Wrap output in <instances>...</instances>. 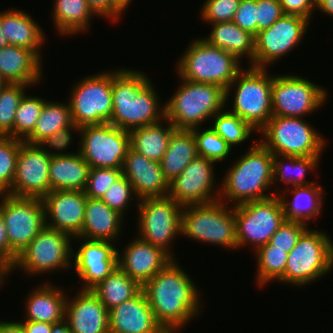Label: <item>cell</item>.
<instances>
[{
  "mask_svg": "<svg viewBox=\"0 0 333 333\" xmlns=\"http://www.w3.org/2000/svg\"><path fill=\"white\" fill-rule=\"evenodd\" d=\"M183 269L175 258L142 286L157 321L168 333H180L202 312L199 286Z\"/></svg>",
  "mask_w": 333,
  "mask_h": 333,
  "instance_id": "cell-1",
  "label": "cell"
},
{
  "mask_svg": "<svg viewBox=\"0 0 333 333\" xmlns=\"http://www.w3.org/2000/svg\"><path fill=\"white\" fill-rule=\"evenodd\" d=\"M111 70L113 110L110 124L130 131L165 118V102H160L149 75L129 67Z\"/></svg>",
  "mask_w": 333,
  "mask_h": 333,
  "instance_id": "cell-2",
  "label": "cell"
},
{
  "mask_svg": "<svg viewBox=\"0 0 333 333\" xmlns=\"http://www.w3.org/2000/svg\"><path fill=\"white\" fill-rule=\"evenodd\" d=\"M255 141L232 162L219 182V200L232 203V207L275 195V190L270 193L274 155L258 139Z\"/></svg>",
  "mask_w": 333,
  "mask_h": 333,
  "instance_id": "cell-3",
  "label": "cell"
},
{
  "mask_svg": "<svg viewBox=\"0 0 333 333\" xmlns=\"http://www.w3.org/2000/svg\"><path fill=\"white\" fill-rule=\"evenodd\" d=\"M180 82L165 103V118L176 129L201 127L226 108V89L223 87L182 78Z\"/></svg>",
  "mask_w": 333,
  "mask_h": 333,
  "instance_id": "cell-4",
  "label": "cell"
},
{
  "mask_svg": "<svg viewBox=\"0 0 333 333\" xmlns=\"http://www.w3.org/2000/svg\"><path fill=\"white\" fill-rule=\"evenodd\" d=\"M248 66L226 88V103L233 95L232 106L230 108L226 104V109L242 118L258 133L273 116L272 74L268 73V68Z\"/></svg>",
  "mask_w": 333,
  "mask_h": 333,
  "instance_id": "cell-5",
  "label": "cell"
},
{
  "mask_svg": "<svg viewBox=\"0 0 333 333\" xmlns=\"http://www.w3.org/2000/svg\"><path fill=\"white\" fill-rule=\"evenodd\" d=\"M177 61V76L187 81L215 84L226 89L243 69L235 55L193 39Z\"/></svg>",
  "mask_w": 333,
  "mask_h": 333,
  "instance_id": "cell-6",
  "label": "cell"
},
{
  "mask_svg": "<svg viewBox=\"0 0 333 333\" xmlns=\"http://www.w3.org/2000/svg\"><path fill=\"white\" fill-rule=\"evenodd\" d=\"M328 234L308 228L288 254L284 276L278 283L301 288L327 276L333 268V242Z\"/></svg>",
  "mask_w": 333,
  "mask_h": 333,
  "instance_id": "cell-7",
  "label": "cell"
},
{
  "mask_svg": "<svg viewBox=\"0 0 333 333\" xmlns=\"http://www.w3.org/2000/svg\"><path fill=\"white\" fill-rule=\"evenodd\" d=\"M236 250L234 207L216 200L186 205L181 214V237Z\"/></svg>",
  "mask_w": 333,
  "mask_h": 333,
  "instance_id": "cell-8",
  "label": "cell"
},
{
  "mask_svg": "<svg viewBox=\"0 0 333 333\" xmlns=\"http://www.w3.org/2000/svg\"><path fill=\"white\" fill-rule=\"evenodd\" d=\"M305 119L273 115L259 131V141L273 155L322 156L327 139Z\"/></svg>",
  "mask_w": 333,
  "mask_h": 333,
  "instance_id": "cell-9",
  "label": "cell"
},
{
  "mask_svg": "<svg viewBox=\"0 0 333 333\" xmlns=\"http://www.w3.org/2000/svg\"><path fill=\"white\" fill-rule=\"evenodd\" d=\"M72 237L64 232L45 226L17 257L8 271H23L28 277L63 269H72Z\"/></svg>",
  "mask_w": 333,
  "mask_h": 333,
  "instance_id": "cell-10",
  "label": "cell"
},
{
  "mask_svg": "<svg viewBox=\"0 0 333 333\" xmlns=\"http://www.w3.org/2000/svg\"><path fill=\"white\" fill-rule=\"evenodd\" d=\"M237 249L250 245L255 251L268 244L271 236L284 223L282 201L275 194L269 198L234 206Z\"/></svg>",
  "mask_w": 333,
  "mask_h": 333,
  "instance_id": "cell-11",
  "label": "cell"
},
{
  "mask_svg": "<svg viewBox=\"0 0 333 333\" xmlns=\"http://www.w3.org/2000/svg\"><path fill=\"white\" fill-rule=\"evenodd\" d=\"M183 206L168 196L146 198L138 203L137 233L142 240L167 252L173 259V244L181 238V214ZM139 209V210H138Z\"/></svg>",
  "mask_w": 333,
  "mask_h": 333,
  "instance_id": "cell-12",
  "label": "cell"
},
{
  "mask_svg": "<svg viewBox=\"0 0 333 333\" xmlns=\"http://www.w3.org/2000/svg\"><path fill=\"white\" fill-rule=\"evenodd\" d=\"M75 84L68 98L73 123L79 127L109 123L113 110L112 71H99Z\"/></svg>",
  "mask_w": 333,
  "mask_h": 333,
  "instance_id": "cell-13",
  "label": "cell"
},
{
  "mask_svg": "<svg viewBox=\"0 0 333 333\" xmlns=\"http://www.w3.org/2000/svg\"><path fill=\"white\" fill-rule=\"evenodd\" d=\"M327 88L297 75H272V111L281 117L305 118L318 111L328 99Z\"/></svg>",
  "mask_w": 333,
  "mask_h": 333,
  "instance_id": "cell-14",
  "label": "cell"
},
{
  "mask_svg": "<svg viewBox=\"0 0 333 333\" xmlns=\"http://www.w3.org/2000/svg\"><path fill=\"white\" fill-rule=\"evenodd\" d=\"M0 213L10 248L17 256L46 226L45 206L41 198L0 193Z\"/></svg>",
  "mask_w": 333,
  "mask_h": 333,
  "instance_id": "cell-15",
  "label": "cell"
},
{
  "mask_svg": "<svg viewBox=\"0 0 333 333\" xmlns=\"http://www.w3.org/2000/svg\"><path fill=\"white\" fill-rule=\"evenodd\" d=\"M79 152L91 168H122L130 133L110 123L80 127Z\"/></svg>",
  "mask_w": 333,
  "mask_h": 333,
  "instance_id": "cell-16",
  "label": "cell"
},
{
  "mask_svg": "<svg viewBox=\"0 0 333 333\" xmlns=\"http://www.w3.org/2000/svg\"><path fill=\"white\" fill-rule=\"evenodd\" d=\"M309 24L310 21L303 17L284 14L269 28L261 30L255 37L254 67H273L270 65L300 46Z\"/></svg>",
  "mask_w": 333,
  "mask_h": 333,
  "instance_id": "cell-17",
  "label": "cell"
},
{
  "mask_svg": "<svg viewBox=\"0 0 333 333\" xmlns=\"http://www.w3.org/2000/svg\"><path fill=\"white\" fill-rule=\"evenodd\" d=\"M215 165L213 161L197 156L169 183V196L182 206L219 200L220 184L216 181Z\"/></svg>",
  "mask_w": 333,
  "mask_h": 333,
  "instance_id": "cell-18",
  "label": "cell"
},
{
  "mask_svg": "<svg viewBox=\"0 0 333 333\" xmlns=\"http://www.w3.org/2000/svg\"><path fill=\"white\" fill-rule=\"evenodd\" d=\"M50 161L51 156L42 146L23 142L20 145L14 181L6 193L43 199L50 191Z\"/></svg>",
  "mask_w": 333,
  "mask_h": 333,
  "instance_id": "cell-19",
  "label": "cell"
},
{
  "mask_svg": "<svg viewBox=\"0 0 333 333\" xmlns=\"http://www.w3.org/2000/svg\"><path fill=\"white\" fill-rule=\"evenodd\" d=\"M82 241L77 251L73 249L72 270L82 283L81 290H91L104 280L117 265V248L114 242L74 237Z\"/></svg>",
  "mask_w": 333,
  "mask_h": 333,
  "instance_id": "cell-20",
  "label": "cell"
},
{
  "mask_svg": "<svg viewBox=\"0 0 333 333\" xmlns=\"http://www.w3.org/2000/svg\"><path fill=\"white\" fill-rule=\"evenodd\" d=\"M84 191H49L43 198L46 226L79 237L85 218Z\"/></svg>",
  "mask_w": 333,
  "mask_h": 333,
  "instance_id": "cell-21",
  "label": "cell"
},
{
  "mask_svg": "<svg viewBox=\"0 0 333 333\" xmlns=\"http://www.w3.org/2000/svg\"><path fill=\"white\" fill-rule=\"evenodd\" d=\"M124 247L120 251L117 248V265L141 286L173 260L163 249L137 235Z\"/></svg>",
  "mask_w": 333,
  "mask_h": 333,
  "instance_id": "cell-22",
  "label": "cell"
},
{
  "mask_svg": "<svg viewBox=\"0 0 333 333\" xmlns=\"http://www.w3.org/2000/svg\"><path fill=\"white\" fill-rule=\"evenodd\" d=\"M67 295L65 320L72 333H110L109 315L105 305L92 290H76Z\"/></svg>",
  "mask_w": 333,
  "mask_h": 333,
  "instance_id": "cell-23",
  "label": "cell"
},
{
  "mask_svg": "<svg viewBox=\"0 0 333 333\" xmlns=\"http://www.w3.org/2000/svg\"><path fill=\"white\" fill-rule=\"evenodd\" d=\"M122 174L132 184L139 201L169 195V182L163 175L160 162L147 159L131 147L124 158Z\"/></svg>",
  "mask_w": 333,
  "mask_h": 333,
  "instance_id": "cell-24",
  "label": "cell"
},
{
  "mask_svg": "<svg viewBox=\"0 0 333 333\" xmlns=\"http://www.w3.org/2000/svg\"><path fill=\"white\" fill-rule=\"evenodd\" d=\"M110 333H168L157 321L141 290L108 311Z\"/></svg>",
  "mask_w": 333,
  "mask_h": 333,
  "instance_id": "cell-25",
  "label": "cell"
},
{
  "mask_svg": "<svg viewBox=\"0 0 333 333\" xmlns=\"http://www.w3.org/2000/svg\"><path fill=\"white\" fill-rule=\"evenodd\" d=\"M23 10L9 9L1 12V27L9 45L31 50L42 62L45 36L42 27Z\"/></svg>",
  "mask_w": 333,
  "mask_h": 333,
  "instance_id": "cell-26",
  "label": "cell"
},
{
  "mask_svg": "<svg viewBox=\"0 0 333 333\" xmlns=\"http://www.w3.org/2000/svg\"><path fill=\"white\" fill-rule=\"evenodd\" d=\"M39 285L27 294L24 304L25 320L50 324L63 321L68 292L48 281L43 284L40 282Z\"/></svg>",
  "mask_w": 333,
  "mask_h": 333,
  "instance_id": "cell-27",
  "label": "cell"
},
{
  "mask_svg": "<svg viewBox=\"0 0 333 333\" xmlns=\"http://www.w3.org/2000/svg\"><path fill=\"white\" fill-rule=\"evenodd\" d=\"M42 64L31 50L15 45L0 48V76L8 83L36 86L44 75Z\"/></svg>",
  "mask_w": 333,
  "mask_h": 333,
  "instance_id": "cell-28",
  "label": "cell"
},
{
  "mask_svg": "<svg viewBox=\"0 0 333 333\" xmlns=\"http://www.w3.org/2000/svg\"><path fill=\"white\" fill-rule=\"evenodd\" d=\"M123 219L125 220L122 215L109 208L101 199L87 198L79 238L115 243L122 235V226H125Z\"/></svg>",
  "mask_w": 333,
  "mask_h": 333,
  "instance_id": "cell-29",
  "label": "cell"
},
{
  "mask_svg": "<svg viewBox=\"0 0 333 333\" xmlns=\"http://www.w3.org/2000/svg\"><path fill=\"white\" fill-rule=\"evenodd\" d=\"M313 183L307 186H291L278 193L284 208L286 220L299 221L309 225V221L321 216L326 191L321 185ZM289 193L292 197L289 198Z\"/></svg>",
  "mask_w": 333,
  "mask_h": 333,
  "instance_id": "cell-30",
  "label": "cell"
},
{
  "mask_svg": "<svg viewBox=\"0 0 333 333\" xmlns=\"http://www.w3.org/2000/svg\"><path fill=\"white\" fill-rule=\"evenodd\" d=\"M72 155L51 157L49 164L50 191H84L90 173V165L79 152Z\"/></svg>",
  "mask_w": 333,
  "mask_h": 333,
  "instance_id": "cell-31",
  "label": "cell"
},
{
  "mask_svg": "<svg viewBox=\"0 0 333 333\" xmlns=\"http://www.w3.org/2000/svg\"><path fill=\"white\" fill-rule=\"evenodd\" d=\"M210 34L205 39L210 45L219 47L240 61L247 58L254 67L255 37L232 22L214 23ZM244 57V58H243Z\"/></svg>",
  "mask_w": 333,
  "mask_h": 333,
  "instance_id": "cell-32",
  "label": "cell"
},
{
  "mask_svg": "<svg viewBox=\"0 0 333 333\" xmlns=\"http://www.w3.org/2000/svg\"><path fill=\"white\" fill-rule=\"evenodd\" d=\"M322 156H273L272 183L275 194L281 192V187L277 183H284L286 186L283 189L293 186H307L316 181H308L305 178L307 173L317 171L319 161ZM311 171V172H310ZM276 184V186H275Z\"/></svg>",
  "mask_w": 333,
  "mask_h": 333,
  "instance_id": "cell-33",
  "label": "cell"
},
{
  "mask_svg": "<svg viewBox=\"0 0 333 333\" xmlns=\"http://www.w3.org/2000/svg\"><path fill=\"white\" fill-rule=\"evenodd\" d=\"M51 13L54 31L67 37L89 32L91 20L96 16L86 0H54Z\"/></svg>",
  "mask_w": 333,
  "mask_h": 333,
  "instance_id": "cell-34",
  "label": "cell"
},
{
  "mask_svg": "<svg viewBox=\"0 0 333 333\" xmlns=\"http://www.w3.org/2000/svg\"><path fill=\"white\" fill-rule=\"evenodd\" d=\"M198 156L196 140L191 130L175 129L160 161L165 179L170 183Z\"/></svg>",
  "mask_w": 333,
  "mask_h": 333,
  "instance_id": "cell-35",
  "label": "cell"
},
{
  "mask_svg": "<svg viewBox=\"0 0 333 333\" xmlns=\"http://www.w3.org/2000/svg\"><path fill=\"white\" fill-rule=\"evenodd\" d=\"M175 129L166 118L152 125L134 128L129 131L130 147L147 159L160 162L168 148L169 136Z\"/></svg>",
  "mask_w": 333,
  "mask_h": 333,
  "instance_id": "cell-36",
  "label": "cell"
},
{
  "mask_svg": "<svg viewBox=\"0 0 333 333\" xmlns=\"http://www.w3.org/2000/svg\"><path fill=\"white\" fill-rule=\"evenodd\" d=\"M91 290L109 311L116 305L135 297L142 290V286L117 266Z\"/></svg>",
  "mask_w": 333,
  "mask_h": 333,
  "instance_id": "cell-37",
  "label": "cell"
},
{
  "mask_svg": "<svg viewBox=\"0 0 333 333\" xmlns=\"http://www.w3.org/2000/svg\"><path fill=\"white\" fill-rule=\"evenodd\" d=\"M53 101V102H52ZM46 101L33 132L24 140L29 144H40L58 130L72 126L73 120L68 100L63 102ZM68 102V103H67Z\"/></svg>",
  "mask_w": 333,
  "mask_h": 333,
  "instance_id": "cell-38",
  "label": "cell"
},
{
  "mask_svg": "<svg viewBox=\"0 0 333 333\" xmlns=\"http://www.w3.org/2000/svg\"><path fill=\"white\" fill-rule=\"evenodd\" d=\"M256 258V283L259 288L270 282H278L285 273L288 253L285 250L273 249L269 243L260 246L253 253Z\"/></svg>",
  "mask_w": 333,
  "mask_h": 333,
  "instance_id": "cell-39",
  "label": "cell"
},
{
  "mask_svg": "<svg viewBox=\"0 0 333 333\" xmlns=\"http://www.w3.org/2000/svg\"><path fill=\"white\" fill-rule=\"evenodd\" d=\"M211 120V127L232 149L241 143L244 144L253 132L257 133L247 122L226 108L216 113Z\"/></svg>",
  "mask_w": 333,
  "mask_h": 333,
  "instance_id": "cell-40",
  "label": "cell"
},
{
  "mask_svg": "<svg viewBox=\"0 0 333 333\" xmlns=\"http://www.w3.org/2000/svg\"><path fill=\"white\" fill-rule=\"evenodd\" d=\"M46 101L43 97L25 94L15 113L13 131L8 136L24 141L33 132Z\"/></svg>",
  "mask_w": 333,
  "mask_h": 333,
  "instance_id": "cell-41",
  "label": "cell"
},
{
  "mask_svg": "<svg viewBox=\"0 0 333 333\" xmlns=\"http://www.w3.org/2000/svg\"><path fill=\"white\" fill-rule=\"evenodd\" d=\"M205 127L206 129L202 127L191 129L196 140L198 156L207 158L216 164L224 162L234 149L211 126Z\"/></svg>",
  "mask_w": 333,
  "mask_h": 333,
  "instance_id": "cell-42",
  "label": "cell"
},
{
  "mask_svg": "<svg viewBox=\"0 0 333 333\" xmlns=\"http://www.w3.org/2000/svg\"><path fill=\"white\" fill-rule=\"evenodd\" d=\"M29 87L32 86L21 83H8L0 91V136H8L13 131L15 113L19 102Z\"/></svg>",
  "mask_w": 333,
  "mask_h": 333,
  "instance_id": "cell-43",
  "label": "cell"
},
{
  "mask_svg": "<svg viewBox=\"0 0 333 333\" xmlns=\"http://www.w3.org/2000/svg\"><path fill=\"white\" fill-rule=\"evenodd\" d=\"M23 140L0 136V193H6L13 184L17 158Z\"/></svg>",
  "mask_w": 333,
  "mask_h": 333,
  "instance_id": "cell-44",
  "label": "cell"
},
{
  "mask_svg": "<svg viewBox=\"0 0 333 333\" xmlns=\"http://www.w3.org/2000/svg\"><path fill=\"white\" fill-rule=\"evenodd\" d=\"M135 196V197H134ZM101 200L111 209L117 211L124 218L125 212L130 207L131 201H136L138 205V197L135 195L132 184L122 175L117 179L106 191Z\"/></svg>",
  "mask_w": 333,
  "mask_h": 333,
  "instance_id": "cell-45",
  "label": "cell"
},
{
  "mask_svg": "<svg viewBox=\"0 0 333 333\" xmlns=\"http://www.w3.org/2000/svg\"><path fill=\"white\" fill-rule=\"evenodd\" d=\"M122 168H91L84 193L87 198L101 199L107 189L122 176Z\"/></svg>",
  "mask_w": 333,
  "mask_h": 333,
  "instance_id": "cell-46",
  "label": "cell"
},
{
  "mask_svg": "<svg viewBox=\"0 0 333 333\" xmlns=\"http://www.w3.org/2000/svg\"><path fill=\"white\" fill-rule=\"evenodd\" d=\"M241 0H204L200 20L204 23L232 22Z\"/></svg>",
  "mask_w": 333,
  "mask_h": 333,
  "instance_id": "cell-47",
  "label": "cell"
},
{
  "mask_svg": "<svg viewBox=\"0 0 333 333\" xmlns=\"http://www.w3.org/2000/svg\"><path fill=\"white\" fill-rule=\"evenodd\" d=\"M308 228V225L305 223L285 220L279 229L271 236L269 244L273 246V249L285 250V252L289 254Z\"/></svg>",
  "mask_w": 333,
  "mask_h": 333,
  "instance_id": "cell-48",
  "label": "cell"
},
{
  "mask_svg": "<svg viewBox=\"0 0 333 333\" xmlns=\"http://www.w3.org/2000/svg\"><path fill=\"white\" fill-rule=\"evenodd\" d=\"M76 132L79 136L80 127L73 124L68 128H64L58 130L53 135L48 136L45 140H43L39 145L43 147V149L51 156H65V155H72L76 153L75 151L67 152L66 149L71 146L73 143V134ZM48 146V148H47ZM51 148V149H50ZM52 150V151H51ZM54 150V151H53ZM56 150V151H55ZM66 151V152H63Z\"/></svg>",
  "mask_w": 333,
  "mask_h": 333,
  "instance_id": "cell-49",
  "label": "cell"
},
{
  "mask_svg": "<svg viewBox=\"0 0 333 333\" xmlns=\"http://www.w3.org/2000/svg\"><path fill=\"white\" fill-rule=\"evenodd\" d=\"M257 7V34L269 28L283 15V9L279 0H256Z\"/></svg>",
  "mask_w": 333,
  "mask_h": 333,
  "instance_id": "cell-50",
  "label": "cell"
},
{
  "mask_svg": "<svg viewBox=\"0 0 333 333\" xmlns=\"http://www.w3.org/2000/svg\"><path fill=\"white\" fill-rule=\"evenodd\" d=\"M257 7L256 0H241L233 22L249 32L254 37L257 36Z\"/></svg>",
  "mask_w": 333,
  "mask_h": 333,
  "instance_id": "cell-51",
  "label": "cell"
},
{
  "mask_svg": "<svg viewBox=\"0 0 333 333\" xmlns=\"http://www.w3.org/2000/svg\"><path fill=\"white\" fill-rule=\"evenodd\" d=\"M90 9L96 17L108 18L111 23H118L124 14L123 10L114 2V0H86Z\"/></svg>",
  "mask_w": 333,
  "mask_h": 333,
  "instance_id": "cell-52",
  "label": "cell"
},
{
  "mask_svg": "<svg viewBox=\"0 0 333 333\" xmlns=\"http://www.w3.org/2000/svg\"><path fill=\"white\" fill-rule=\"evenodd\" d=\"M316 0H279L284 14L297 15L311 22Z\"/></svg>",
  "mask_w": 333,
  "mask_h": 333,
  "instance_id": "cell-53",
  "label": "cell"
},
{
  "mask_svg": "<svg viewBox=\"0 0 333 333\" xmlns=\"http://www.w3.org/2000/svg\"><path fill=\"white\" fill-rule=\"evenodd\" d=\"M17 257L18 256L10 248L7 229L2 214L0 213V265L9 271L15 264Z\"/></svg>",
  "mask_w": 333,
  "mask_h": 333,
  "instance_id": "cell-54",
  "label": "cell"
},
{
  "mask_svg": "<svg viewBox=\"0 0 333 333\" xmlns=\"http://www.w3.org/2000/svg\"><path fill=\"white\" fill-rule=\"evenodd\" d=\"M19 321L25 333H51L52 332V325L46 322H38V321H28V320H17Z\"/></svg>",
  "mask_w": 333,
  "mask_h": 333,
  "instance_id": "cell-55",
  "label": "cell"
},
{
  "mask_svg": "<svg viewBox=\"0 0 333 333\" xmlns=\"http://www.w3.org/2000/svg\"><path fill=\"white\" fill-rule=\"evenodd\" d=\"M0 333H25V331L22 324L19 321L17 322V320H0Z\"/></svg>",
  "mask_w": 333,
  "mask_h": 333,
  "instance_id": "cell-56",
  "label": "cell"
},
{
  "mask_svg": "<svg viewBox=\"0 0 333 333\" xmlns=\"http://www.w3.org/2000/svg\"><path fill=\"white\" fill-rule=\"evenodd\" d=\"M315 9L316 11L320 10L324 14L333 17V0H316Z\"/></svg>",
  "mask_w": 333,
  "mask_h": 333,
  "instance_id": "cell-57",
  "label": "cell"
},
{
  "mask_svg": "<svg viewBox=\"0 0 333 333\" xmlns=\"http://www.w3.org/2000/svg\"><path fill=\"white\" fill-rule=\"evenodd\" d=\"M51 333H72V331L70 330L67 321L64 319L63 321L52 325Z\"/></svg>",
  "mask_w": 333,
  "mask_h": 333,
  "instance_id": "cell-58",
  "label": "cell"
},
{
  "mask_svg": "<svg viewBox=\"0 0 333 333\" xmlns=\"http://www.w3.org/2000/svg\"><path fill=\"white\" fill-rule=\"evenodd\" d=\"M114 2L124 11L126 12V9L129 8L130 3L132 0H114Z\"/></svg>",
  "mask_w": 333,
  "mask_h": 333,
  "instance_id": "cell-59",
  "label": "cell"
},
{
  "mask_svg": "<svg viewBox=\"0 0 333 333\" xmlns=\"http://www.w3.org/2000/svg\"><path fill=\"white\" fill-rule=\"evenodd\" d=\"M8 42L6 40V37L4 36L2 32V27H1V12H0V48L8 46Z\"/></svg>",
  "mask_w": 333,
  "mask_h": 333,
  "instance_id": "cell-60",
  "label": "cell"
},
{
  "mask_svg": "<svg viewBox=\"0 0 333 333\" xmlns=\"http://www.w3.org/2000/svg\"><path fill=\"white\" fill-rule=\"evenodd\" d=\"M8 277V271L0 265V288H2V284L4 283V281H6L5 279Z\"/></svg>",
  "mask_w": 333,
  "mask_h": 333,
  "instance_id": "cell-61",
  "label": "cell"
},
{
  "mask_svg": "<svg viewBox=\"0 0 333 333\" xmlns=\"http://www.w3.org/2000/svg\"><path fill=\"white\" fill-rule=\"evenodd\" d=\"M8 84L1 76H0V91Z\"/></svg>",
  "mask_w": 333,
  "mask_h": 333,
  "instance_id": "cell-62",
  "label": "cell"
}]
</instances>
